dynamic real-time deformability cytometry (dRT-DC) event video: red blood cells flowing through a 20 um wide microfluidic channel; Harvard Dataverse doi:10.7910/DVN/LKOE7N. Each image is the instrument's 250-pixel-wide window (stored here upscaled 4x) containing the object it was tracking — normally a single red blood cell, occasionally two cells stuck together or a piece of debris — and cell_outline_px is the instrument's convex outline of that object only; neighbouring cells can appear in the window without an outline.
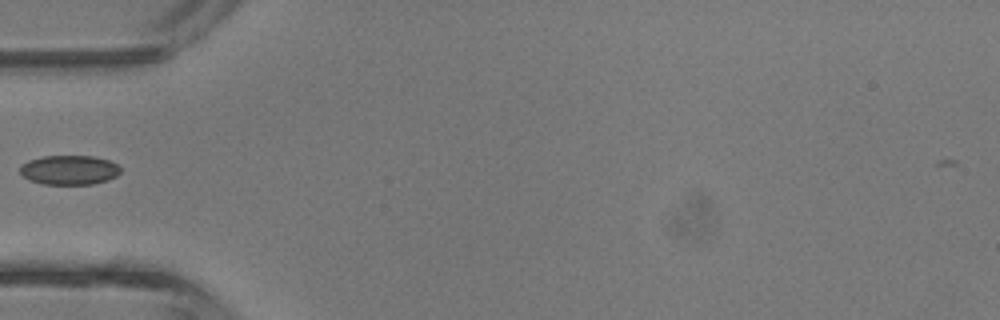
{"species": "common noctule bat (a hibernating species)", "species_latin": "Nyctalus noctula", "temperature_condition": "room temperature", "stored_images_in_passage": 30, "camera_frame_rate_fps": 3000, "um_per_image_px": 0.085, "animal": {"sex": "male", "body_mass_g": 13.3}, "frame": {"image": 1, "passage_image": 2, "time_ms": 0.333, "image_size_px": [1000, 320], "cell_outline_px": [[120, 172], [116, 176], [108, 180], [92, 184], [44, 184], [28, 180], [20, 172], [20, 164], [28, 160], [44, 156], [92, 156], [108, 160], [116, 164], [120, 168]], "centroid_in_image_um": [5.86, 14.45], "position_along_channel_um": 79.1, "area_um2": 17.22}, "authors_computed_cell_mechanics": {"area_um2": 17.4556, "velocity_mm_per_s": 4.7703, "shape_relaxation_time_tau1_ms": 2.2541, "shape_relaxation_time_tau2_ms": null, "deformation_change_tau1": 0.051, "deformation_change_tau2": null}}